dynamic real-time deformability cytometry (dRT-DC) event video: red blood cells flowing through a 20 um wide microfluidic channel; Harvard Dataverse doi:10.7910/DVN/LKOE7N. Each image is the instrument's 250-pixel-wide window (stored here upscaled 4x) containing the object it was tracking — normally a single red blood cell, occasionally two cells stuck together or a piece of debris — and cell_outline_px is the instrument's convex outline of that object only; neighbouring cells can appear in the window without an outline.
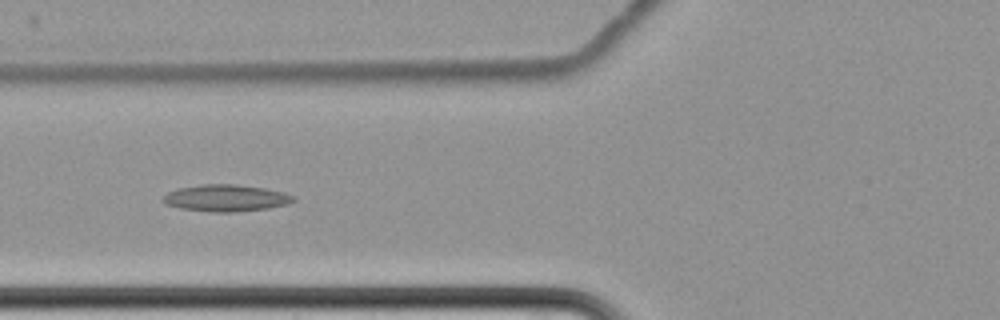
{"species": "common noctule bat (a hibernating species)", "species_latin": "Nyctalus noctula", "temperature_condition": "cold", "stored_images_in_passage": 8, "camera_frame_rate_fps": 3000, "um_per_image_px": 0.085, "animal": {"sex": "female", "body_mass_g": 22.7, "forearm_length_mm": 54.2}, "frame": {"image": 1, "passage_image": 7, "time_ms": 9.0, "image_size_px": [1000, 320], "cell_outline_px": [[296, 200], [288, 204], [268, 208], [232, 212], [212, 212], [180, 208], [164, 204], [160, 200], [168, 192], [180, 188], [204, 184], [236, 184], [264, 188], [284, 192], [296, 196]], "centroid_in_image_um": [19.22, 16.83], "position_along_channel_um": 106.6, "area_um2": 20.4}}
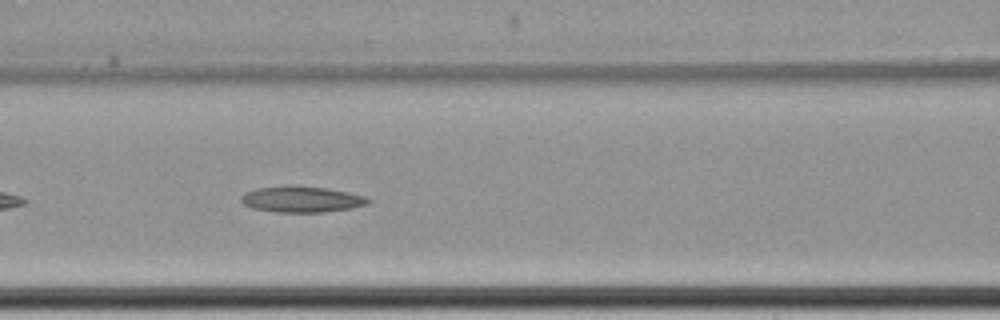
{"frame": {"image": 2, "passage_image": 8, "time_ms": 10.0, "image_size_px": [1000, 320], "cell_outline_px": [[372, 200], [368, 204], [352, 208], [324, 212], [276, 212], [252, 208], [244, 204], [240, 200], [240, 196], [256, 188], [288, 184], [324, 188], [348, 192], [364, 196]], "centroid_in_image_um": [25.62, 16.93], "position_along_channel_um": 141.0, "area_um2": 19.42}}